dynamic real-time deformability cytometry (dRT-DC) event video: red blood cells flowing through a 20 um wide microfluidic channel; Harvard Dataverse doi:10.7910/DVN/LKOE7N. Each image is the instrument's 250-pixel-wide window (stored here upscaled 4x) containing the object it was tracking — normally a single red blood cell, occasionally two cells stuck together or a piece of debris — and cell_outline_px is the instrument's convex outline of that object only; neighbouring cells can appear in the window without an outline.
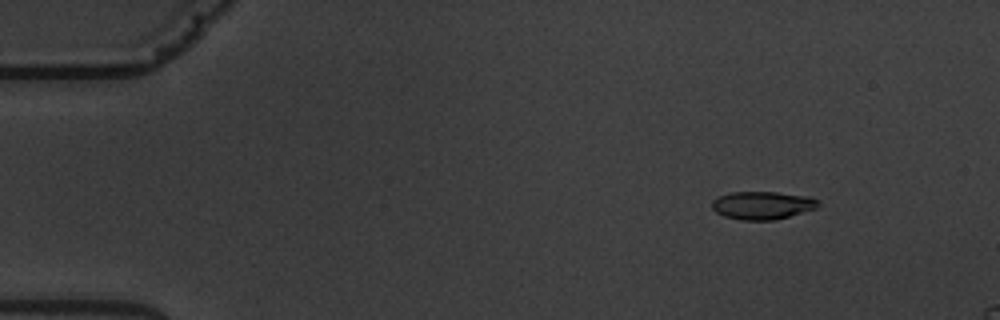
{"species": "common noctule bat (a hibernating species)", "species_latin": "Nyctalus noctula", "temperature_condition": "warm", "stored_images_in_passage": 5, "camera_frame_rate_fps": 3000, "um_per_image_px": 0.085, "animal": {"sex": "male", "body_mass_g": 19.5, "forearm_length_mm": 54.6}, "frame": {"image": 1, "passage_image": 2, "time_ms": 2.0, "image_size_px": [1000, 320], "cell_outline_px": [[820, 204], [816, 208], [788, 216], [772, 220], [740, 220], [724, 216], [716, 212], [712, 208], [712, 200], [720, 196], [732, 192], [776, 192], [808, 196], [820, 200]], "centroid_in_image_um": [64.8, 17.44], "position_along_channel_um": 20.2, "area_um2": 17.22}}